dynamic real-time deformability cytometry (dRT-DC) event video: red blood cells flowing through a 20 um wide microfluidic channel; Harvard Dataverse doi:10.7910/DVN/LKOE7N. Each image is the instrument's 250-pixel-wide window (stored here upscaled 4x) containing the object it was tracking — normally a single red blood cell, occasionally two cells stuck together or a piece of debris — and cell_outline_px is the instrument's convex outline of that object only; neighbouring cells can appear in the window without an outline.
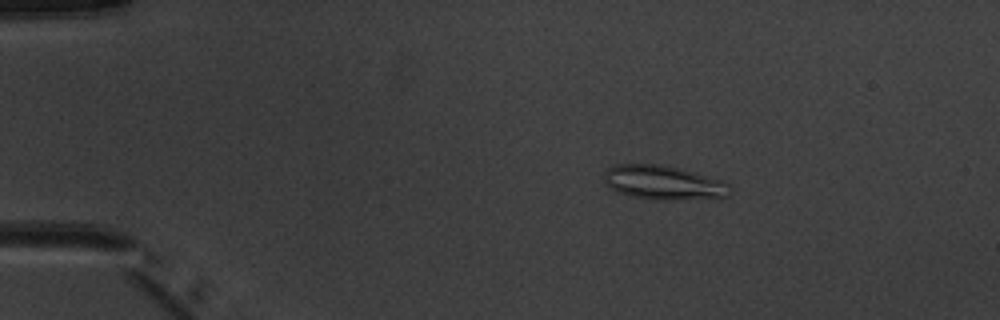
{"species": "common noctule bat (a hibernating species)", "species_latin": "Nyctalus noctula", "temperature_condition": "warm", "stored_images_in_passage": 6, "camera_frame_rate_fps": 3000, "um_per_image_px": 0.085, "animal": {"sex": "male", "body_mass_g": 20.1, "forearm_length_mm": 53.5}, "frame": {"image": 1, "passage_image": 3, "time_ms": 2.333, "image_size_px": [1000, 320], "cell_outline_px": [[732, 184], [728, 196], [668, 200], [656, 200], [632, 196], [616, 192], [608, 188], [604, 180], [604, 172], [612, 164], [656, 164], [676, 168], [692, 172], [720, 180]], "centroid_in_image_um": [56.32, 15.52], "position_along_channel_um": 28.7, "area_um2": 24.85}}